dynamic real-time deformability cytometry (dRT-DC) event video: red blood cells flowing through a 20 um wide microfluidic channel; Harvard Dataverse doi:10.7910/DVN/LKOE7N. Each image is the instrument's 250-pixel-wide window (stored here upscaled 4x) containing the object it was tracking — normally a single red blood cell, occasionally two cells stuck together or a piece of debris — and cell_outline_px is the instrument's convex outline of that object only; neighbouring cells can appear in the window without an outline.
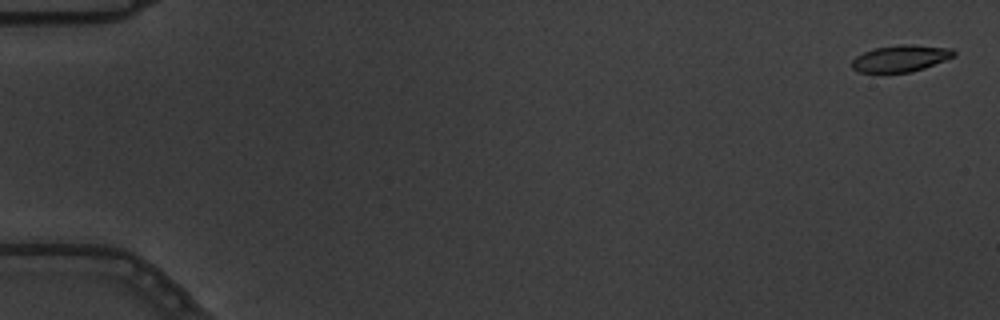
{"species": "common noctule bat (a hibernating species)", "species_latin": "Nyctalus noctula", "temperature_condition": "warm", "stored_images_in_passage": 6, "camera_frame_rate_fps": 3000, "um_per_image_px": 0.085, "animal": {"sex": "male", "body_mass_g": 19.5, "forearm_length_mm": 54.6}, "frame": {"image": 1, "passage_image": 1, "time_ms": 0.0, "image_size_px": [1000, 320], "cell_outline_px": [[956, 56], [924, 68], [912, 72], [860, 72], [852, 68], [852, 60], [856, 56], [864, 52], [876, 48], [900, 44], [908, 44], [952, 48], [956, 52]], "centroid_in_image_um": [76.59, 4.96], "position_along_channel_um": 8.4, "area_um2": 15.78}}
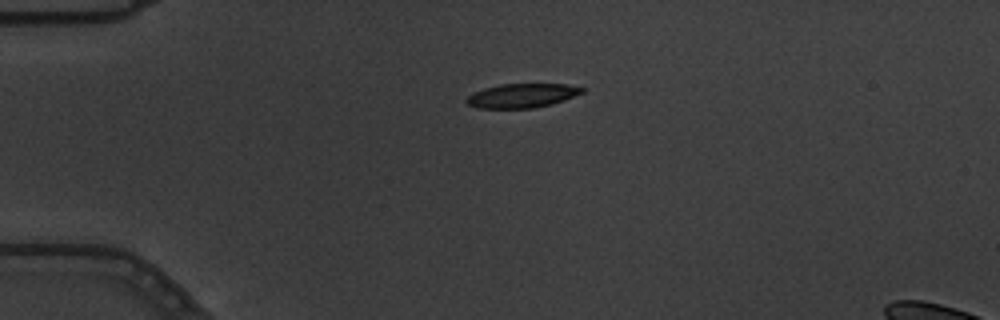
{"frame": {"image": 2, "passage_image": 5, "time_ms": 1.333, "image_size_px": [1000, 320], "cell_outline_px": [[584, 92], [564, 100], [552, 104], [532, 108], [476, 108], [468, 104], [464, 100], [472, 92], [484, 88], [500, 84], [568, 84], [584, 88]], "centroid_in_image_um": [44.34, 8.12], "position_along_channel_um": 40.7, "area_um2": 16.3}}